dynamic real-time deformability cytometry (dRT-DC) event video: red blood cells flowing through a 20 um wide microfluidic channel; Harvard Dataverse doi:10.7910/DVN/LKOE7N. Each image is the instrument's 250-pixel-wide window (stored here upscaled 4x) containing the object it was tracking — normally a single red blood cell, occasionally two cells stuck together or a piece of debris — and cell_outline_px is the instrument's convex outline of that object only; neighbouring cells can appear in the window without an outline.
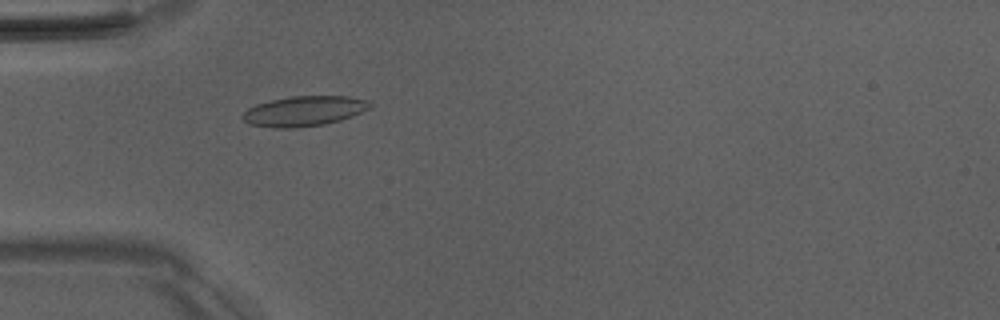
{"species": "Egyptian fruit bat (a non-hibernating species)", "species_latin": "Rousettus aegyptiacus", "temperature_condition": "room temperature", "stored_images_in_passage": 49, "camera_frame_rate_fps": 3000, "um_per_image_px": 0.085, "animal": {"sex": "male"}, "frame": {"image": 1, "passage_image": 14, "time_ms": 4.333, "image_size_px": [1000, 320], "cell_outline_px": [[372, 104], [368, 108], [352, 116], [340, 120], [324, 124], [296, 128], [276, 128], [248, 124], [240, 116], [248, 108], [256, 104], [272, 100], [292, 96], [348, 96], [368, 100]], "centroid_in_image_um": [25.82, 9.44], "position_along_channel_um": 59.2, "area_um2": 22.25}}
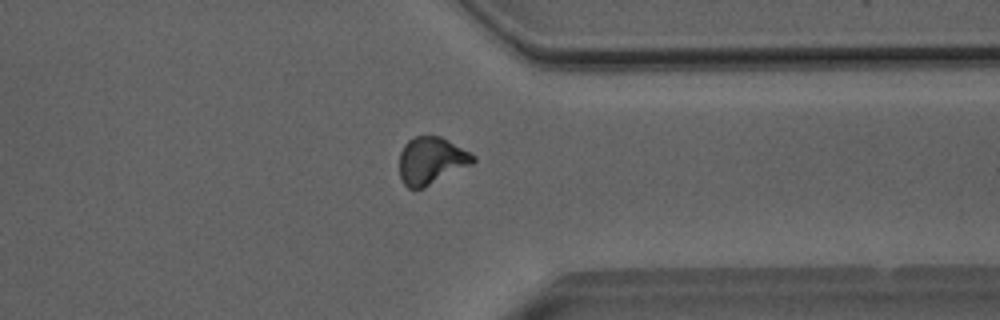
{"frame": {"image": 2, "passage_image": 38, "time_ms": 12.333, "image_size_px": [1000, 320], "cell_outline_px": [[476, 160], [472, 164], [424, 188], [408, 188], [400, 180], [400, 152], [404, 144], [408, 140], [416, 136], [440, 136], [448, 140], [476, 156]], "centroid_in_image_um": [36.65, 13.66], "position_along_channel_um": 374.8, "area_um2": 20.23}}
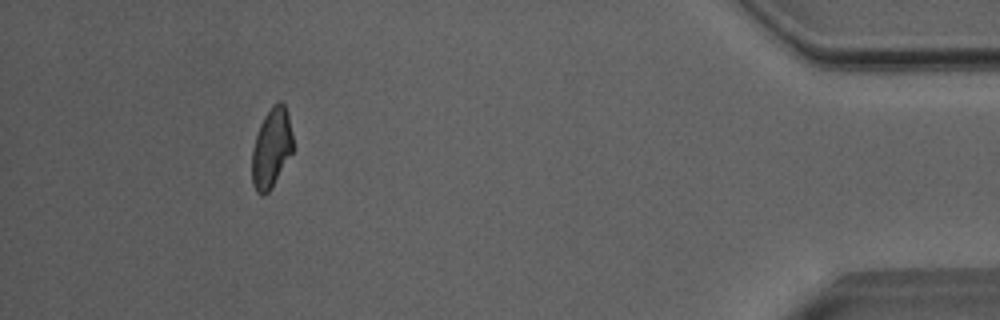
{"frame": {"image": 3, "passage_image": 45, "time_ms": 14.667, "image_size_px": [1000, 320], "cell_outline_px": [[292, 152], [272, 188], [264, 196], [260, 196], [256, 192], [252, 184], [252, 148], [260, 124], [264, 116], [272, 104], [280, 100], [284, 104], [288, 112], [292, 136]], "centroid_in_image_um": [23.05, 12.59], "position_along_channel_um": 412.1, "area_um2": 19.13}, "authors_computed_cell_mechanics": {"area_um2": 20.0566, "velocity_mm_per_s": 4.0438, "shape_relaxation_time_tau1_ms": 6.8285, "shape_relaxation_time_tau2_ms": 0.9485, "deformation_change_tau1": 0.1775, "deformation_change_tau2": 0.0561}}